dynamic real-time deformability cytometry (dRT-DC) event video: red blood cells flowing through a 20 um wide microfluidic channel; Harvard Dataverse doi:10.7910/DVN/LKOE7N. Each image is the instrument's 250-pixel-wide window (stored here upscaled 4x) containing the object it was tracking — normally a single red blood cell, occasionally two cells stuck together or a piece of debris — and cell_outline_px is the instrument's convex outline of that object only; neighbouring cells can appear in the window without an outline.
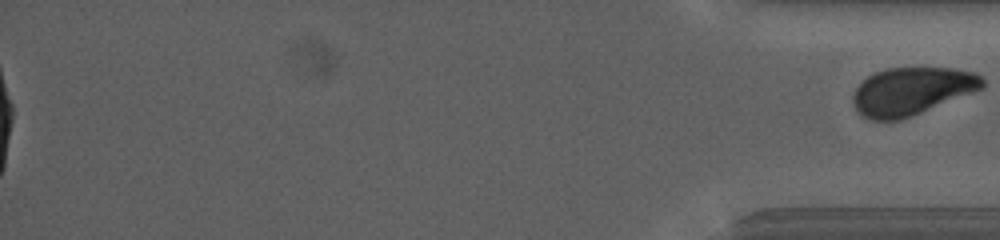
{"species": "human", "species_latin": "Homo sapiens", "temperature_condition": "warm", "stored_images_in_passage": 64, "segment_of_instrument_passage": [2, 2], "camera_frame_rate_fps": 3000, "um_per_image_px": 0.085, "donor": {"sex": "female"}, "frame": {"image": 1, "passage_image": 64, "time_ms": 27.0, "image_size_px": [1000, 240], "cell_outline_px": [[984, 88], [900, 120], [872, 120], [864, 116], [856, 108], [852, 100], [852, 96], [856, 88], [868, 76], [876, 72], [888, 68], [956, 68], [972, 72], [980, 76], [984, 80]], "centroid_in_image_um": [77.5, 7.74], "position_along_channel_um": 357.7, "area_um2": 35.55}}